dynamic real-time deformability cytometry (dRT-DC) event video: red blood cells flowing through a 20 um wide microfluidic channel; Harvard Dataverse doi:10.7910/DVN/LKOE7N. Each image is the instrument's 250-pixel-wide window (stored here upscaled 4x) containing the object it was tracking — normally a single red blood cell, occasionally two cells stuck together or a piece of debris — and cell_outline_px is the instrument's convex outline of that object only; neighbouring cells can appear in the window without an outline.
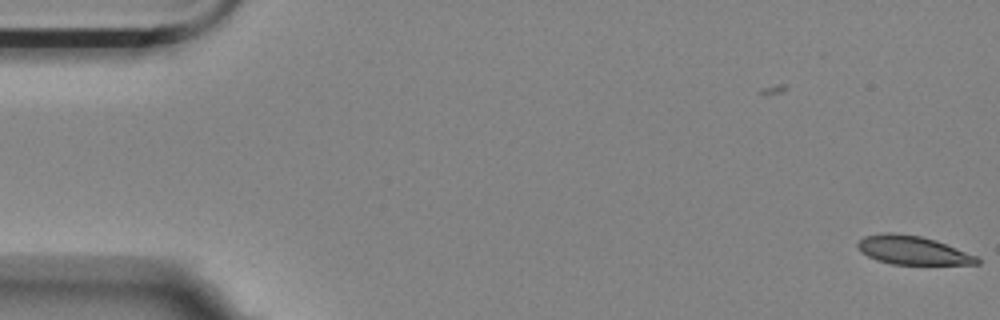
{"species": "Egyptian fruit bat (a non-hibernating species)", "species_latin": "Rousettus aegyptiacus", "temperature_condition": "room temperature", "stored_images_in_passage": 2, "camera_frame_rate_fps": 3000, "um_per_image_px": 0.085, "animal": {"sex": "female"}, "frame": {"image": 1, "passage_image": 2, "time_ms": 1.0, "image_size_px": [1000, 320], "cell_outline_px": [[980, 264], [892, 264], [876, 260], [860, 252], [856, 244], [864, 236], [884, 232], [888, 232], [920, 236], [936, 240], [976, 256], [980, 260]], "centroid_in_image_um": [77.53, 21.27], "position_along_channel_um": 7.5, "area_um2": 19.77}}